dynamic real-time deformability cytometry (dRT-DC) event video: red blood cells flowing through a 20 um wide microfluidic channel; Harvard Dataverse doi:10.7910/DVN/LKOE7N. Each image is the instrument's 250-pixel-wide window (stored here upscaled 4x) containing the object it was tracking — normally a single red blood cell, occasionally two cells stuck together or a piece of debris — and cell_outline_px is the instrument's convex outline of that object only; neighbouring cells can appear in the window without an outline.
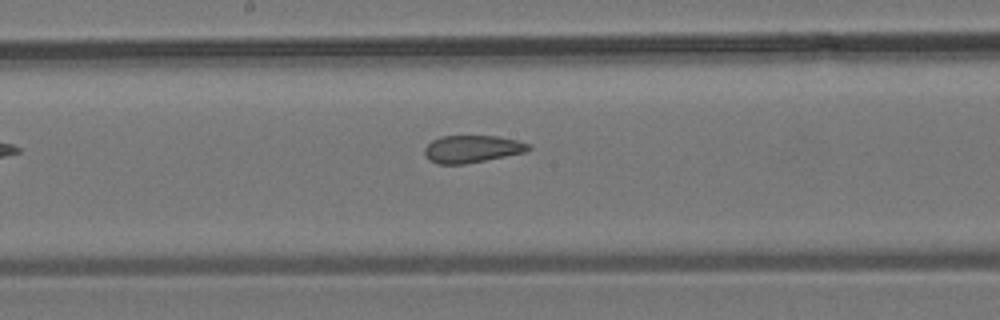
{"species": "common noctule bat (a hibernating species)", "species_latin": "Nyctalus noctula", "temperature_condition": "room temperature", "stored_images_in_passage": 7, "camera_frame_rate_fps": 3000, "um_per_image_px": 0.085, "animal": {"sex": "male", "body_mass_g": 19.2, "forearm_length_mm": 51.8}, "frame": {"image": 1, "passage_image": 7, "time_ms": 7.0, "image_size_px": [1000, 320], "cell_outline_px": [[532, 148], [524, 152], [464, 164], [440, 164], [428, 160], [424, 156], [424, 148], [432, 140], [440, 136], [496, 136], [516, 140], [532, 144]], "centroid_in_image_um": [40.09, 12.65], "position_along_channel_um": 208.1, "area_um2": 16.53}}